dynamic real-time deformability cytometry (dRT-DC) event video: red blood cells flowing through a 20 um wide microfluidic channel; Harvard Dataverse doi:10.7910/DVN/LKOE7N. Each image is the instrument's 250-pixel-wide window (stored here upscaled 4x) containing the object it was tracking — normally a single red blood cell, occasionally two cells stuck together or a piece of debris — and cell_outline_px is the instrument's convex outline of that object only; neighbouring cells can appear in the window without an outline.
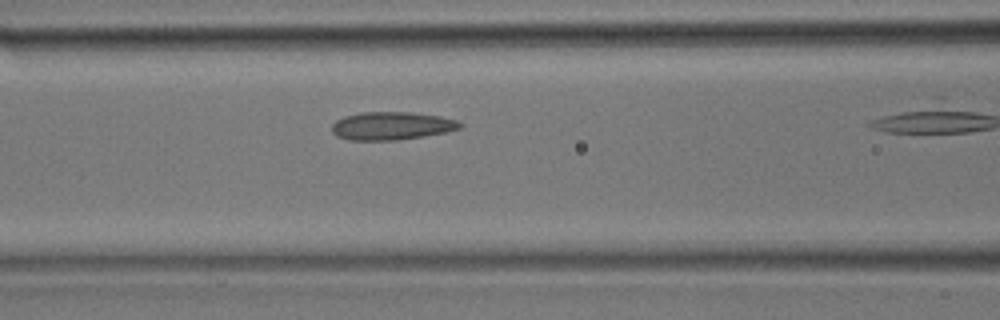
{"species": "common noctule bat (a hibernating species)", "species_latin": "Nyctalus noctula", "temperature_condition": "room temperature", "stored_images_in_passage": 9, "camera_frame_rate_fps": 3000, "um_per_image_px": 0.085, "animal": {"sex": "male", "body_mass_g": 17.9}, "frame": {"image": 1, "passage_image": 6, "time_ms": 1.667, "image_size_px": [1000, 320], "cell_outline_px": [[464, 124], [460, 128], [444, 132], [424, 136], [396, 140], [348, 140], [336, 136], [332, 132], [332, 124], [336, 120], [344, 116], [360, 112], [412, 112], [440, 116], [456, 120]], "centroid_in_image_um": [33.26, 10.69], "position_along_channel_um": 133.3, "area_um2": 20.98}}